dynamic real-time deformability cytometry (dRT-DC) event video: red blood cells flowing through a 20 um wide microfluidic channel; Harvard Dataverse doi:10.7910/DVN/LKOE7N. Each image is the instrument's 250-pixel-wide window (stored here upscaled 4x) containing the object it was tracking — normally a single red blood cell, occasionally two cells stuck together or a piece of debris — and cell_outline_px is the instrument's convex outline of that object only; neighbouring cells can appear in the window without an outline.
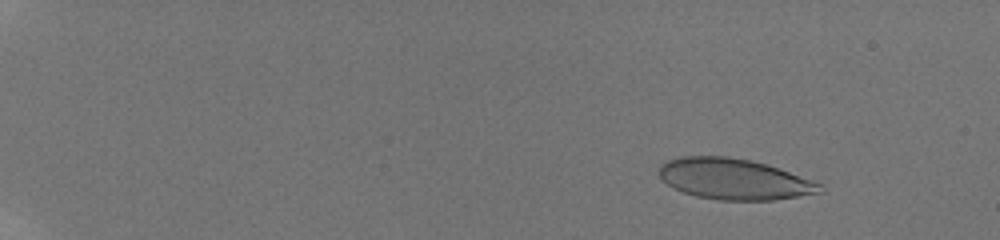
{"species": "human", "species_latin": "Homo sapiens", "temperature_condition": "room temperature", "stored_images_in_passage": 47, "camera_frame_rate_fps": 3000, "um_per_image_px": 0.085, "donor": {"sex": "male"}, "frame": {"image": 1, "passage_image": 8, "time_ms": 2.333, "image_size_px": [1000, 240], "cell_outline_px": [[824, 192], [772, 200], [720, 200], [696, 196], [672, 188], [660, 176], [660, 164], [668, 160], [680, 156], [728, 156], [752, 160], [824, 184]], "centroid_in_image_um": [62.4, 15.22], "position_along_channel_um": 22.6, "area_um2": 38.15}}
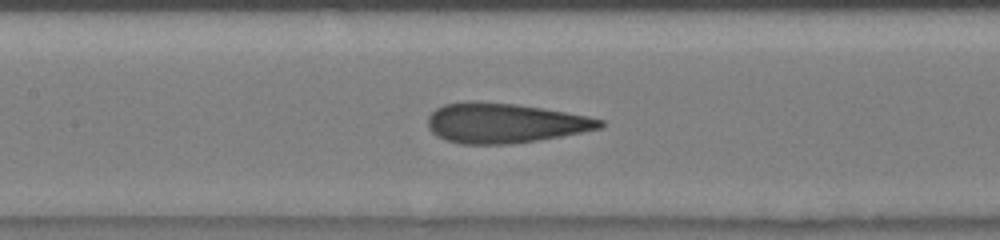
{"frame": {"image": 2, "passage_image": 24, "time_ms": 10.0, "image_size_px": [1000, 240], "cell_outline_px": [[604, 124], [600, 128], [560, 136], [512, 144], [460, 144], [436, 136], [428, 128], [428, 116], [436, 108], [444, 104], [468, 100], [472, 100], [516, 104], [588, 116], [604, 120]], "centroid_in_image_um": [42.84, 10.45], "position_along_channel_um": 164.6, "area_um2": 39.88}}
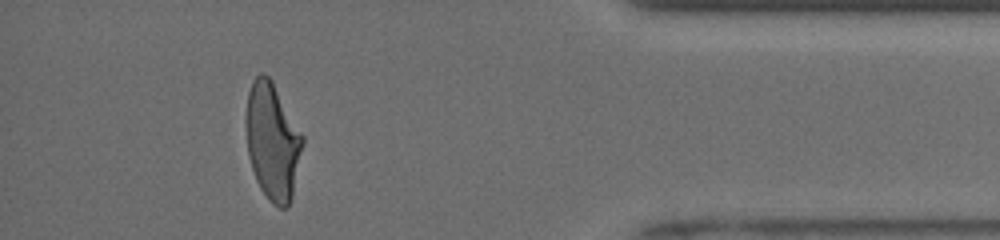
{"frame": {"image": 3, "passage_image": 43, "time_ms": 17.0, "image_size_px": [1000, 240], "cell_outline_px": [[304, 144], [292, 196], [288, 208], [280, 208], [272, 204], [268, 200], [260, 188], [256, 180], [248, 156], [244, 120], [248, 92], [252, 80], [260, 72], [264, 72], [272, 80], [304, 136]], "centroid_in_image_um": [23.15, 12.0], "position_along_channel_um": 412.1, "area_um2": 39.19}, "authors_computed_cell_mechanics": {"area_um2": 39.304, "velocity_mm_per_s": 3.9644, "shape_relaxation_time_tau1_ms": 4.5665, "shape_relaxation_time_tau2_ms": 0.866, "deformation_change_tau1": 0.1899, "deformation_change_tau2": 0.0818}}